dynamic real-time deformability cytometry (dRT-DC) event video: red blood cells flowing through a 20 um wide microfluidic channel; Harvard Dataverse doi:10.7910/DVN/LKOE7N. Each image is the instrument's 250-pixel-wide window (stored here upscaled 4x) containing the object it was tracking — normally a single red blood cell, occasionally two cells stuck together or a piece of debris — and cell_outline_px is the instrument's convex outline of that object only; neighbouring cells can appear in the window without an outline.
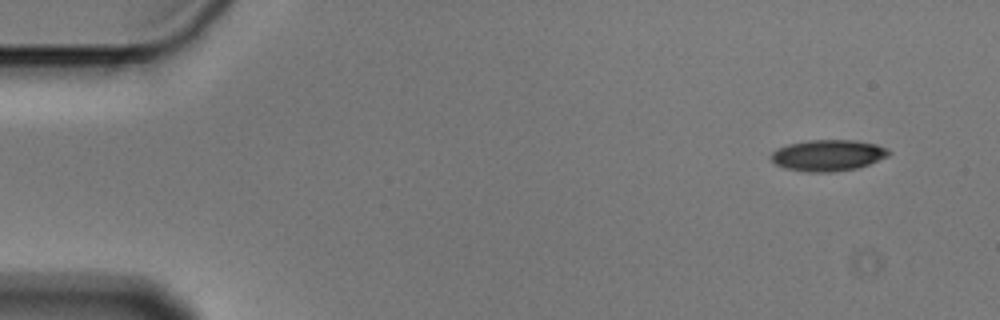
{"species": "Egyptian fruit bat (a non-hibernating species)", "species_latin": "Rousettus aegyptiacus", "temperature_condition": "cold", "stored_images_in_passage": 5, "segment_of_instrument_passage": [1, 2], "camera_frame_rate_fps": 3000, "um_per_image_px": 0.085, "animal": {"sex": "male"}, "frame": {"image": 1, "passage_image": 1, "time_ms": 0.0, "image_size_px": [1000, 320], "cell_outline_px": [[892, 152], [888, 156], [868, 164], [856, 168], [832, 172], [808, 172], [784, 168], [776, 164], [772, 160], [772, 152], [776, 148], [788, 144], [808, 140], [856, 140], [876, 144], [888, 148]], "centroid_in_image_um": [70.38, 13.19], "position_along_channel_um": 14.6, "area_um2": 21.44}}
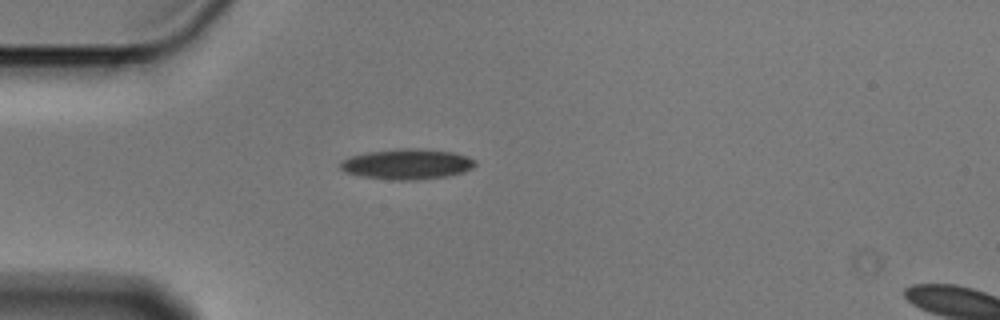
{"frame": {"image": 2, "passage_image": 4, "time_ms": 1.0, "image_size_px": [1000, 320], "cell_outline_px": [[476, 164], [472, 168], [464, 172], [448, 176], [416, 180], [392, 180], [360, 176], [344, 172], [340, 168], [340, 160], [352, 156], [368, 152], [400, 148], [416, 148], [452, 152], [468, 156], [476, 160]], "centroid_in_image_um": [34.6, 13.95], "position_along_channel_um": 50.4, "area_um2": 24.04}}